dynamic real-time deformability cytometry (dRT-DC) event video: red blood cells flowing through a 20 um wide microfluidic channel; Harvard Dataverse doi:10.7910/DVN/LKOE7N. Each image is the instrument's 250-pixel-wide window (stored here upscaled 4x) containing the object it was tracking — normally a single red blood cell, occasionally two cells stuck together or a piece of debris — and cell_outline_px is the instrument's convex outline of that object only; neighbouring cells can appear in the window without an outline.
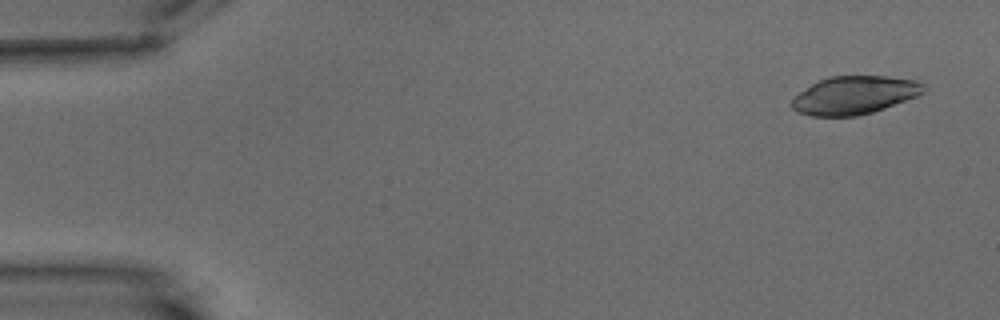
{"species": "common noctule bat (a hibernating species)", "species_latin": "Nyctalus noctula", "temperature_condition": "warm", "stored_images_in_passage": 4, "camera_frame_rate_fps": 3000, "um_per_image_px": 0.085, "animal": {"sex": "male", "body_mass_g": 15.6}, "frame": {"image": 1, "passage_image": 1, "time_ms": 0.0, "image_size_px": [1000, 320], "cell_outline_px": [[924, 92], [916, 96], [884, 108], [872, 112], [856, 116], [812, 116], [796, 112], [792, 108], [792, 96], [812, 84], [828, 76], [888, 76], [916, 80], [924, 84]], "centroid_in_image_um": [72.59, 8.09], "position_along_channel_um": 12.4, "area_um2": 29.25}}